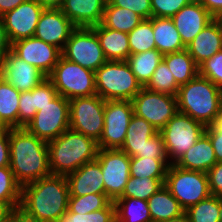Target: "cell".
I'll return each instance as SVG.
<instances>
[{"label": "cell", "mask_w": 222, "mask_h": 222, "mask_svg": "<svg viewBox=\"0 0 222 222\" xmlns=\"http://www.w3.org/2000/svg\"><path fill=\"white\" fill-rule=\"evenodd\" d=\"M113 201L106 194H87L69 196L68 210L73 213L86 214L107 208Z\"/></svg>", "instance_id": "obj_38"}, {"label": "cell", "mask_w": 222, "mask_h": 222, "mask_svg": "<svg viewBox=\"0 0 222 222\" xmlns=\"http://www.w3.org/2000/svg\"><path fill=\"white\" fill-rule=\"evenodd\" d=\"M76 28L61 9L45 8L37 23L34 37L63 50Z\"/></svg>", "instance_id": "obj_18"}, {"label": "cell", "mask_w": 222, "mask_h": 222, "mask_svg": "<svg viewBox=\"0 0 222 222\" xmlns=\"http://www.w3.org/2000/svg\"><path fill=\"white\" fill-rule=\"evenodd\" d=\"M27 0H0V15H4L6 12L15 9L21 3Z\"/></svg>", "instance_id": "obj_53"}, {"label": "cell", "mask_w": 222, "mask_h": 222, "mask_svg": "<svg viewBox=\"0 0 222 222\" xmlns=\"http://www.w3.org/2000/svg\"><path fill=\"white\" fill-rule=\"evenodd\" d=\"M205 134L210 138L217 162H222V121L206 126Z\"/></svg>", "instance_id": "obj_47"}, {"label": "cell", "mask_w": 222, "mask_h": 222, "mask_svg": "<svg viewBox=\"0 0 222 222\" xmlns=\"http://www.w3.org/2000/svg\"><path fill=\"white\" fill-rule=\"evenodd\" d=\"M186 50L195 63L200 66L207 59L222 50L221 22L215 18L204 27L198 35L186 46Z\"/></svg>", "instance_id": "obj_21"}, {"label": "cell", "mask_w": 222, "mask_h": 222, "mask_svg": "<svg viewBox=\"0 0 222 222\" xmlns=\"http://www.w3.org/2000/svg\"><path fill=\"white\" fill-rule=\"evenodd\" d=\"M189 3V0H151L152 17L171 18Z\"/></svg>", "instance_id": "obj_43"}, {"label": "cell", "mask_w": 222, "mask_h": 222, "mask_svg": "<svg viewBox=\"0 0 222 222\" xmlns=\"http://www.w3.org/2000/svg\"><path fill=\"white\" fill-rule=\"evenodd\" d=\"M190 2L200 3L202 0H189Z\"/></svg>", "instance_id": "obj_59"}, {"label": "cell", "mask_w": 222, "mask_h": 222, "mask_svg": "<svg viewBox=\"0 0 222 222\" xmlns=\"http://www.w3.org/2000/svg\"><path fill=\"white\" fill-rule=\"evenodd\" d=\"M105 103L97 94L69 100V128L99 142L104 130Z\"/></svg>", "instance_id": "obj_9"}, {"label": "cell", "mask_w": 222, "mask_h": 222, "mask_svg": "<svg viewBox=\"0 0 222 222\" xmlns=\"http://www.w3.org/2000/svg\"><path fill=\"white\" fill-rule=\"evenodd\" d=\"M0 73L2 79L19 92L31 91L47 78L37 67L26 63L12 50L0 63Z\"/></svg>", "instance_id": "obj_17"}, {"label": "cell", "mask_w": 222, "mask_h": 222, "mask_svg": "<svg viewBox=\"0 0 222 222\" xmlns=\"http://www.w3.org/2000/svg\"><path fill=\"white\" fill-rule=\"evenodd\" d=\"M10 50L11 44L6 34L4 19L3 16L0 15V63Z\"/></svg>", "instance_id": "obj_50"}, {"label": "cell", "mask_w": 222, "mask_h": 222, "mask_svg": "<svg viewBox=\"0 0 222 222\" xmlns=\"http://www.w3.org/2000/svg\"><path fill=\"white\" fill-rule=\"evenodd\" d=\"M5 130V128L3 127V125L0 123V133L2 132V131H4Z\"/></svg>", "instance_id": "obj_60"}, {"label": "cell", "mask_w": 222, "mask_h": 222, "mask_svg": "<svg viewBox=\"0 0 222 222\" xmlns=\"http://www.w3.org/2000/svg\"><path fill=\"white\" fill-rule=\"evenodd\" d=\"M22 186L16 181L9 166L0 168V202L12 209L20 206Z\"/></svg>", "instance_id": "obj_37"}, {"label": "cell", "mask_w": 222, "mask_h": 222, "mask_svg": "<svg viewBox=\"0 0 222 222\" xmlns=\"http://www.w3.org/2000/svg\"><path fill=\"white\" fill-rule=\"evenodd\" d=\"M200 3L214 18L222 13V0H202Z\"/></svg>", "instance_id": "obj_52"}, {"label": "cell", "mask_w": 222, "mask_h": 222, "mask_svg": "<svg viewBox=\"0 0 222 222\" xmlns=\"http://www.w3.org/2000/svg\"><path fill=\"white\" fill-rule=\"evenodd\" d=\"M107 2L112 6L132 10L143 19L152 17L151 0H108Z\"/></svg>", "instance_id": "obj_46"}, {"label": "cell", "mask_w": 222, "mask_h": 222, "mask_svg": "<svg viewBox=\"0 0 222 222\" xmlns=\"http://www.w3.org/2000/svg\"><path fill=\"white\" fill-rule=\"evenodd\" d=\"M118 222H152L148 202L133 197H119L114 201Z\"/></svg>", "instance_id": "obj_31"}, {"label": "cell", "mask_w": 222, "mask_h": 222, "mask_svg": "<svg viewBox=\"0 0 222 222\" xmlns=\"http://www.w3.org/2000/svg\"><path fill=\"white\" fill-rule=\"evenodd\" d=\"M70 196L87 194H105L100 163L95 159L87 162L73 173L66 176Z\"/></svg>", "instance_id": "obj_20"}, {"label": "cell", "mask_w": 222, "mask_h": 222, "mask_svg": "<svg viewBox=\"0 0 222 222\" xmlns=\"http://www.w3.org/2000/svg\"><path fill=\"white\" fill-rule=\"evenodd\" d=\"M199 74L222 89V50L199 66Z\"/></svg>", "instance_id": "obj_41"}, {"label": "cell", "mask_w": 222, "mask_h": 222, "mask_svg": "<svg viewBox=\"0 0 222 222\" xmlns=\"http://www.w3.org/2000/svg\"><path fill=\"white\" fill-rule=\"evenodd\" d=\"M217 163L210 138L204 133L175 163L176 166L207 173Z\"/></svg>", "instance_id": "obj_23"}, {"label": "cell", "mask_w": 222, "mask_h": 222, "mask_svg": "<svg viewBox=\"0 0 222 222\" xmlns=\"http://www.w3.org/2000/svg\"><path fill=\"white\" fill-rule=\"evenodd\" d=\"M95 88L105 101H131L143 87L126 61H106L95 71Z\"/></svg>", "instance_id": "obj_5"}, {"label": "cell", "mask_w": 222, "mask_h": 222, "mask_svg": "<svg viewBox=\"0 0 222 222\" xmlns=\"http://www.w3.org/2000/svg\"><path fill=\"white\" fill-rule=\"evenodd\" d=\"M11 50L26 63L37 67L46 76L52 72L62 56L60 48L34 36L12 43Z\"/></svg>", "instance_id": "obj_16"}, {"label": "cell", "mask_w": 222, "mask_h": 222, "mask_svg": "<svg viewBox=\"0 0 222 222\" xmlns=\"http://www.w3.org/2000/svg\"><path fill=\"white\" fill-rule=\"evenodd\" d=\"M135 157L163 158L168 163V155L160 132L146 140L142 152H139Z\"/></svg>", "instance_id": "obj_45"}, {"label": "cell", "mask_w": 222, "mask_h": 222, "mask_svg": "<svg viewBox=\"0 0 222 222\" xmlns=\"http://www.w3.org/2000/svg\"><path fill=\"white\" fill-rule=\"evenodd\" d=\"M129 100H107L104 108V130L98 142L100 149H120L125 141L127 127L133 117Z\"/></svg>", "instance_id": "obj_13"}, {"label": "cell", "mask_w": 222, "mask_h": 222, "mask_svg": "<svg viewBox=\"0 0 222 222\" xmlns=\"http://www.w3.org/2000/svg\"><path fill=\"white\" fill-rule=\"evenodd\" d=\"M219 216H220V222H222V198H220V212H219Z\"/></svg>", "instance_id": "obj_58"}, {"label": "cell", "mask_w": 222, "mask_h": 222, "mask_svg": "<svg viewBox=\"0 0 222 222\" xmlns=\"http://www.w3.org/2000/svg\"><path fill=\"white\" fill-rule=\"evenodd\" d=\"M115 217V204L112 202L107 208L81 214L67 210L57 222H110Z\"/></svg>", "instance_id": "obj_40"}, {"label": "cell", "mask_w": 222, "mask_h": 222, "mask_svg": "<svg viewBox=\"0 0 222 222\" xmlns=\"http://www.w3.org/2000/svg\"><path fill=\"white\" fill-rule=\"evenodd\" d=\"M161 222H190L186 214H183L180 217L174 218V219H169Z\"/></svg>", "instance_id": "obj_56"}, {"label": "cell", "mask_w": 222, "mask_h": 222, "mask_svg": "<svg viewBox=\"0 0 222 222\" xmlns=\"http://www.w3.org/2000/svg\"><path fill=\"white\" fill-rule=\"evenodd\" d=\"M20 94L7 81H0V123L5 129L18 128Z\"/></svg>", "instance_id": "obj_30"}, {"label": "cell", "mask_w": 222, "mask_h": 222, "mask_svg": "<svg viewBox=\"0 0 222 222\" xmlns=\"http://www.w3.org/2000/svg\"><path fill=\"white\" fill-rule=\"evenodd\" d=\"M153 35L156 49L163 55L186 49L171 18L153 17Z\"/></svg>", "instance_id": "obj_25"}, {"label": "cell", "mask_w": 222, "mask_h": 222, "mask_svg": "<svg viewBox=\"0 0 222 222\" xmlns=\"http://www.w3.org/2000/svg\"><path fill=\"white\" fill-rule=\"evenodd\" d=\"M181 40L187 46L215 18L201 3L190 2L171 17Z\"/></svg>", "instance_id": "obj_19"}, {"label": "cell", "mask_w": 222, "mask_h": 222, "mask_svg": "<svg viewBox=\"0 0 222 222\" xmlns=\"http://www.w3.org/2000/svg\"><path fill=\"white\" fill-rule=\"evenodd\" d=\"M110 222H118L116 216Z\"/></svg>", "instance_id": "obj_61"}, {"label": "cell", "mask_w": 222, "mask_h": 222, "mask_svg": "<svg viewBox=\"0 0 222 222\" xmlns=\"http://www.w3.org/2000/svg\"><path fill=\"white\" fill-rule=\"evenodd\" d=\"M62 56L93 72L107 61L95 31L87 27H77L71 33Z\"/></svg>", "instance_id": "obj_10"}, {"label": "cell", "mask_w": 222, "mask_h": 222, "mask_svg": "<svg viewBox=\"0 0 222 222\" xmlns=\"http://www.w3.org/2000/svg\"><path fill=\"white\" fill-rule=\"evenodd\" d=\"M176 98L178 112L205 126L221 118L222 89L200 74L180 86Z\"/></svg>", "instance_id": "obj_3"}, {"label": "cell", "mask_w": 222, "mask_h": 222, "mask_svg": "<svg viewBox=\"0 0 222 222\" xmlns=\"http://www.w3.org/2000/svg\"><path fill=\"white\" fill-rule=\"evenodd\" d=\"M220 197L210 195L185 211L190 222H220Z\"/></svg>", "instance_id": "obj_36"}, {"label": "cell", "mask_w": 222, "mask_h": 222, "mask_svg": "<svg viewBox=\"0 0 222 222\" xmlns=\"http://www.w3.org/2000/svg\"><path fill=\"white\" fill-rule=\"evenodd\" d=\"M164 185L185 211L211 195L207 173L183 169L175 164L168 167Z\"/></svg>", "instance_id": "obj_7"}, {"label": "cell", "mask_w": 222, "mask_h": 222, "mask_svg": "<svg viewBox=\"0 0 222 222\" xmlns=\"http://www.w3.org/2000/svg\"><path fill=\"white\" fill-rule=\"evenodd\" d=\"M163 61L179 86L188 83L199 74V66L186 49L163 55Z\"/></svg>", "instance_id": "obj_28"}, {"label": "cell", "mask_w": 222, "mask_h": 222, "mask_svg": "<svg viewBox=\"0 0 222 222\" xmlns=\"http://www.w3.org/2000/svg\"><path fill=\"white\" fill-rule=\"evenodd\" d=\"M130 54L156 49L153 35V17L143 19L141 23L128 33Z\"/></svg>", "instance_id": "obj_34"}, {"label": "cell", "mask_w": 222, "mask_h": 222, "mask_svg": "<svg viewBox=\"0 0 222 222\" xmlns=\"http://www.w3.org/2000/svg\"><path fill=\"white\" fill-rule=\"evenodd\" d=\"M66 176L50 175L22 186L20 207L44 222H57L68 210Z\"/></svg>", "instance_id": "obj_2"}, {"label": "cell", "mask_w": 222, "mask_h": 222, "mask_svg": "<svg viewBox=\"0 0 222 222\" xmlns=\"http://www.w3.org/2000/svg\"><path fill=\"white\" fill-rule=\"evenodd\" d=\"M11 213L15 217V222H44L42 220H39L37 217L28 214L20 206L13 208L11 210Z\"/></svg>", "instance_id": "obj_51"}, {"label": "cell", "mask_w": 222, "mask_h": 222, "mask_svg": "<svg viewBox=\"0 0 222 222\" xmlns=\"http://www.w3.org/2000/svg\"><path fill=\"white\" fill-rule=\"evenodd\" d=\"M52 175L67 176L97 158L98 142L72 129H67L47 143Z\"/></svg>", "instance_id": "obj_4"}, {"label": "cell", "mask_w": 222, "mask_h": 222, "mask_svg": "<svg viewBox=\"0 0 222 222\" xmlns=\"http://www.w3.org/2000/svg\"><path fill=\"white\" fill-rule=\"evenodd\" d=\"M133 113L149 122L160 132L167 122L178 112L177 98L143 87L131 100Z\"/></svg>", "instance_id": "obj_12"}, {"label": "cell", "mask_w": 222, "mask_h": 222, "mask_svg": "<svg viewBox=\"0 0 222 222\" xmlns=\"http://www.w3.org/2000/svg\"><path fill=\"white\" fill-rule=\"evenodd\" d=\"M158 131L144 118L133 114V117L127 127L125 141L121 151L128 154L130 157H135L146 144V140L156 135Z\"/></svg>", "instance_id": "obj_27"}, {"label": "cell", "mask_w": 222, "mask_h": 222, "mask_svg": "<svg viewBox=\"0 0 222 222\" xmlns=\"http://www.w3.org/2000/svg\"><path fill=\"white\" fill-rule=\"evenodd\" d=\"M170 164L163 158L130 157V176L166 178Z\"/></svg>", "instance_id": "obj_33"}, {"label": "cell", "mask_w": 222, "mask_h": 222, "mask_svg": "<svg viewBox=\"0 0 222 222\" xmlns=\"http://www.w3.org/2000/svg\"><path fill=\"white\" fill-rule=\"evenodd\" d=\"M163 61V54L153 49L138 54H130L126 62L142 87L151 80L157 66Z\"/></svg>", "instance_id": "obj_29"}, {"label": "cell", "mask_w": 222, "mask_h": 222, "mask_svg": "<svg viewBox=\"0 0 222 222\" xmlns=\"http://www.w3.org/2000/svg\"><path fill=\"white\" fill-rule=\"evenodd\" d=\"M44 8L60 9L65 0H37Z\"/></svg>", "instance_id": "obj_54"}, {"label": "cell", "mask_w": 222, "mask_h": 222, "mask_svg": "<svg viewBox=\"0 0 222 222\" xmlns=\"http://www.w3.org/2000/svg\"><path fill=\"white\" fill-rule=\"evenodd\" d=\"M18 128L26 127L34 118L33 89L21 92L19 97Z\"/></svg>", "instance_id": "obj_44"}, {"label": "cell", "mask_w": 222, "mask_h": 222, "mask_svg": "<svg viewBox=\"0 0 222 222\" xmlns=\"http://www.w3.org/2000/svg\"><path fill=\"white\" fill-rule=\"evenodd\" d=\"M10 163V145H9V129H5L0 133V168L9 166Z\"/></svg>", "instance_id": "obj_49"}, {"label": "cell", "mask_w": 222, "mask_h": 222, "mask_svg": "<svg viewBox=\"0 0 222 222\" xmlns=\"http://www.w3.org/2000/svg\"><path fill=\"white\" fill-rule=\"evenodd\" d=\"M47 78L52 82L58 94L68 100L97 94L95 72L71 62L63 56L60 57Z\"/></svg>", "instance_id": "obj_6"}, {"label": "cell", "mask_w": 222, "mask_h": 222, "mask_svg": "<svg viewBox=\"0 0 222 222\" xmlns=\"http://www.w3.org/2000/svg\"><path fill=\"white\" fill-rule=\"evenodd\" d=\"M211 195L222 198V162H217L207 172Z\"/></svg>", "instance_id": "obj_48"}, {"label": "cell", "mask_w": 222, "mask_h": 222, "mask_svg": "<svg viewBox=\"0 0 222 222\" xmlns=\"http://www.w3.org/2000/svg\"><path fill=\"white\" fill-rule=\"evenodd\" d=\"M179 87L164 61L157 66L151 80L145 86L148 90L173 96L177 95Z\"/></svg>", "instance_id": "obj_39"}, {"label": "cell", "mask_w": 222, "mask_h": 222, "mask_svg": "<svg viewBox=\"0 0 222 222\" xmlns=\"http://www.w3.org/2000/svg\"><path fill=\"white\" fill-rule=\"evenodd\" d=\"M0 222H15V217H14V215L12 213H10L7 217H5Z\"/></svg>", "instance_id": "obj_57"}, {"label": "cell", "mask_w": 222, "mask_h": 222, "mask_svg": "<svg viewBox=\"0 0 222 222\" xmlns=\"http://www.w3.org/2000/svg\"><path fill=\"white\" fill-rule=\"evenodd\" d=\"M217 18L218 19H222V13Z\"/></svg>", "instance_id": "obj_62"}, {"label": "cell", "mask_w": 222, "mask_h": 222, "mask_svg": "<svg viewBox=\"0 0 222 222\" xmlns=\"http://www.w3.org/2000/svg\"><path fill=\"white\" fill-rule=\"evenodd\" d=\"M166 178H139L130 176L120 197L148 200L165 183Z\"/></svg>", "instance_id": "obj_35"}, {"label": "cell", "mask_w": 222, "mask_h": 222, "mask_svg": "<svg viewBox=\"0 0 222 222\" xmlns=\"http://www.w3.org/2000/svg\"><path fill=\"white\" fill-rule=\"evenodd\" d=\"M147 202L152 222L174 219L185 214V210L165 185L155 192Z\"/></svg>", "instance_id": "obj_26"}, {"label": "cell", "mask_w": 222, "mask_h": 222, "mask_svg": "<svg viewBox=\"0 0 222 222\" xmlns=\"http://www.w3.org/2000/svg\"><path fill=\"white\" fill-rule=\"evenodd\" d=\"M106 0H65L60 8L76 27L91 28L102 22Z\"/></svg>", "instance_id": "obj_22"}, {"label": "cell", "mask_w": 222, "mask_h": 222, "mask_svg": "<svg viewBox=\"0 0 222 222\" xmlns=\"http://www.w3.org/2000/svg\"><path fill=\"white\" fill-rule=\"evenodd\" d=\"M69 124V100L58 95L54 100L42 107V110L37 111L34 118L25 128L48 143L69 129Z\"/></svg>", "instance_id": "obj_11"}, {"label": "cell", "mask_w": 222, "mask_h": 222, "mask_svg": "<svg viewBox=\"0 0 222 222\" xmlns=\"http://www.w3.org/2000/svg\"><path fill=\"white\" fill-rule=\"evenodd\" d=\"M12 208L0 202V221L7 217L11 213Z\"/></svg>", "instance_id": "obj_55"}, {"label": "cell", "mask_w": 222, "mask_h": 222, "mask_svg": "<svg viewBox=\"0 0 222 222\" xmlns=\"http://www.w3.org/2000/svg\"><path fill=\"white\" fill-rule=\"evenodd\" d=\"M143 20L132 10L105 4L104 15L101 24L104 27L129 33Z\"/></svg>", "instance_id": "obj_32"}, {"label": "cell", "mask_w": 222, "mask_h": 222, "mask_svg": "<svg viewBox=\"0 0 222 222\" xmlns=\"http://www.w3.org/2000/svg\"><path fill=\"white\" fill-rule=\"evenodd\" d=\"M100 42L107 61H126L130 56L128 33L104 27L101 23L91 27Z\"/></svg>", "instance_id": "obj_24"}, {"label": "cell", "mask_w": 222, "mask_h": 222, "mask_svg": "<svg viewBox=\"0 0 222 222\" xmlns=\"http://www.w3.org/2000/svg\"><path fill=\"white\" fill-rule=\"evenodd\" d=\"M44 9L37 0H27L3 15L10 44L34 36L37 23Z\"/></svg>", "instance_id": "obj_15"}, {"label": "cell", "mask_w": 222, "mask_h": 222, "mask_svg": "<svg viewBox=\"0 0 222 222\" xmlns=\"http://www.w3.org/2000/svg\"><path fill=\"white\" fill-rule=\"evenodd\" d=\"M206 126L189 115L177 112L160 131L168 158L175 164L205 133Z\"/></svg>", "instance_id": "obj_8"}, {"label": "cell", "mask_w": 222, "mask_h": 222, "mask_svg": "<svg viewBox=\"0 0 222 222\" xmlns=\"http://www.w3.org/2000/svg\"><path fill=\"white\" fill-rule=\"evenodd\" d=\"M58 95L59 94L52 82L46 78L38 86L33 88L34 111L37 112L42 110V107L50 103Z\"/></svg>", "instance_id": "obj_42"}, {"label": "cell", "mask_w": 222, "mask_h": 222, "mask_svg": "<svg viewBox=\"0 0 222 222\" xmlns=\"http://www.w3.org/2000/svg\"><path fill=\"white\" fill-rule=\"evenodd\" d=\"M9 145V167L21 186L51 175L47 142L22 127L9 129Z\"/></svg>", "instance_id": "obj_1"}, {"label": "cell", "mask_w": 222, "mask_h": 222, "mask_svg": "<svg viewBox=\"0 0 222 222\" xmlns=\"http://www.w3.org/2000/svg\"><path fill=\"white\" fill-rule=\"evenodd\" d=\"M96 160L102 170L105 194L114 202L130 178V156L120 149H100Z\"/></svg>", "instance_id": "obj_14"}]
</instances>
